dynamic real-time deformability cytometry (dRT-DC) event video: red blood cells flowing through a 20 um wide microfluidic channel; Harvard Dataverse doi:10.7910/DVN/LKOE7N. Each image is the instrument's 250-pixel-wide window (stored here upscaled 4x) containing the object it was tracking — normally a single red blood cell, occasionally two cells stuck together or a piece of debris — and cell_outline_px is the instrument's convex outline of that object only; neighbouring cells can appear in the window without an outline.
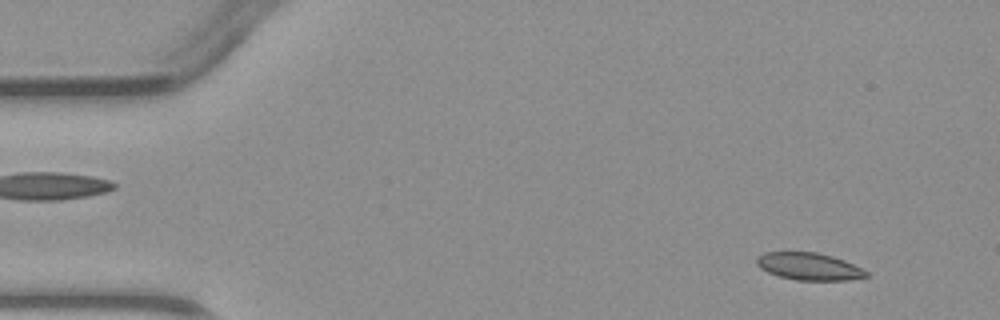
{"species": "common noctule bat (a hibernating species)", "species_latin": "Nyctalus noctula", "temperature_condition": "warm", "stored_images_in_passage": 5, "camera_frame_rate_fps": 3000, "um_per_image_px": 0.085, "animal": {"sex": "male", "body_mass_g": 23.1, "forearm_length_mm": 52.7}, "frame": {"image": 1, "passage_image": 1, "time_ms": 0.0, "image_size_px": [1000, 320], "cell_outline_px": [[868, 276], [848, 280], [796, 280], [780, 276], [768, 272], [760, 268], [756, 264], [756, 256], [764, 252], [816, 252], [832, 256], [844, 260], [868, 272]], "centroid_in_image_um": [68.72, 22.64], "position_along_channel_um": 16.3, "area_um2": 17.34}}
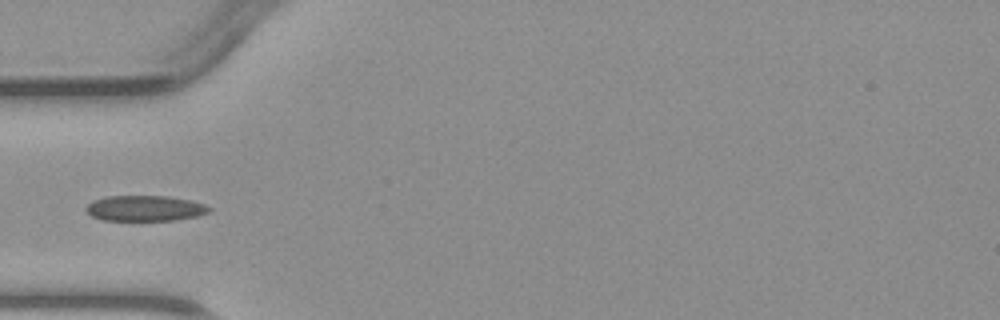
{"frame": {"image": 2, "passage_image": 4, "time_ms": 3.667, "image_size_px": [1000, 320], "cell_outline_px": [[212, 208], [208, 212], [196, 216], [176, 220], [104, 220], [92, 216], [84, 208], [92, 200], [104, 196], [168, 196], [188, 200], [204, 204]], "centroid_in_image_um": [12.29, 17.7], "position_along_channel_um": 72.7, "area_um2": 18.26}}
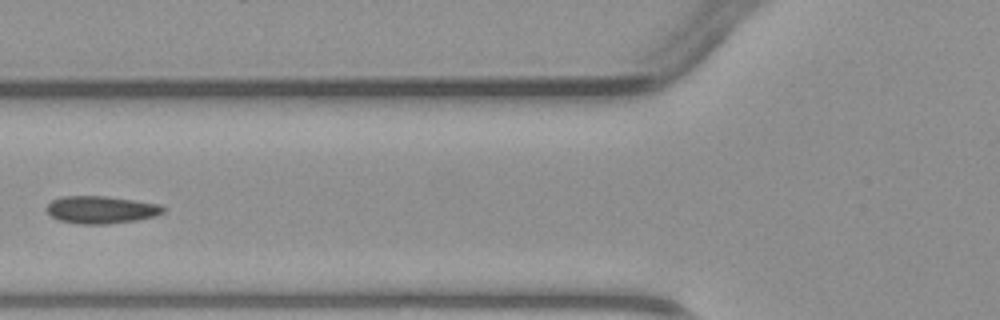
{"frame": {"image": 3, "passage_image": 5, "time_ms": 4.667, "image_size_px": [1000, 320], "cell_outline_px": [[168, 208], [164, 212], [156, 216], [136, 220], [108, 224], [76, 224], [60, 220], [52, 216], [44, 208], [52, 200], [60, 196], [104, 196], [160, 204]], "centroid_in_image_um": [8.6, 17.83], "position_along_channel_um": 117.2, "area_um2": 18.79}}